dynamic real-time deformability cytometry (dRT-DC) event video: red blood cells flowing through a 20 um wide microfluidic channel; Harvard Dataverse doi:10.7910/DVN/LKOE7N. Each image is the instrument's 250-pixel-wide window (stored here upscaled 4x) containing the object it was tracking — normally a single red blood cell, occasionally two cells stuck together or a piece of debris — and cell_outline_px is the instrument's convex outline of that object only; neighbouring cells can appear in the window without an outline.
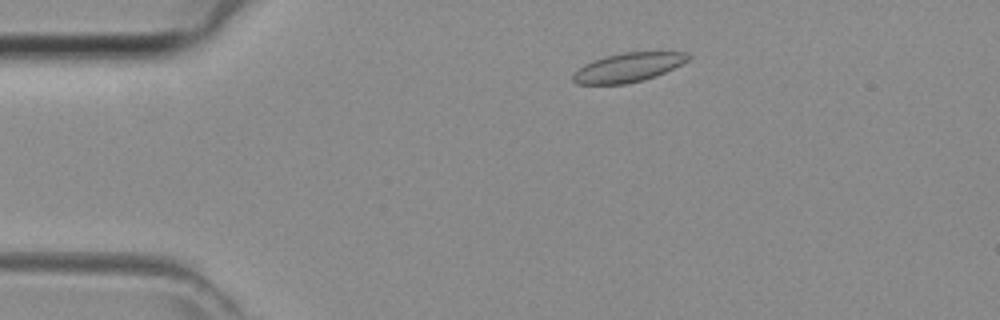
{"species": "common noctule bat (a hibernating species)", "species_latin": "Nyctalus noctula", "temperature_condition": "room temperature", "stored_images_in_passage": 41, "camera_frame_rate_fps": 3000, "um_per_image_px": 0.085, "animal": {"sex": "female", "body_mass_g": 29.2, "forearm_length_mm": 56.3}, "frame": {"image": 1, "passage_image": 5, "time_ms": 1.333, "image_size_px": [1000, 320], "cell_outline_px": [[692, 56], [688, 60], [656, 76], [624, 84], [576, 84], [572, 80], [572, 76], [584, 64], [592, 60], [604, 56], [624, 52], [688, 52]], "centroid_in_image_um": [53.37, 5.72], "position_along_channel_um": 31.6, "area_um2": 19.31}}
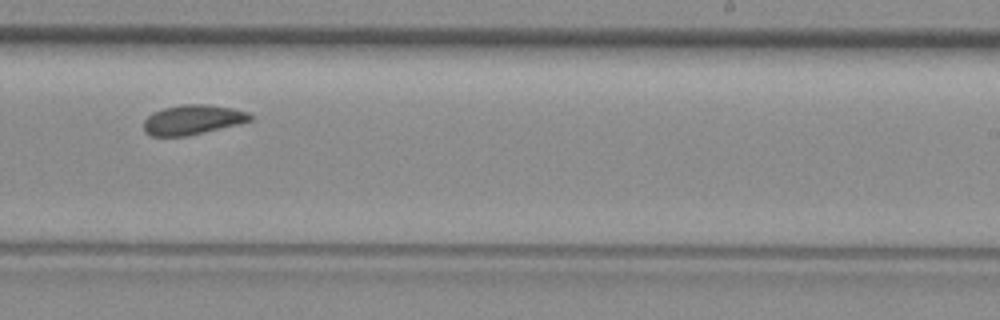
{"frame": {"image": 2, "passage_image": 24, "time_ms": 7.667, "image_size_px": [1000, 320], "cell_outline_px": [[252, 120], [188, 136], [152, 136], [144, 132], [144, 120], [152, 112], [164, 108], [184, 104], [208, 104], [232, 108], [248, 112], [252, 116]], "centroid_in_image_um": [16.34, 10.17], "position_along_channel_um": 272.7, "area_um2": 18.32}}
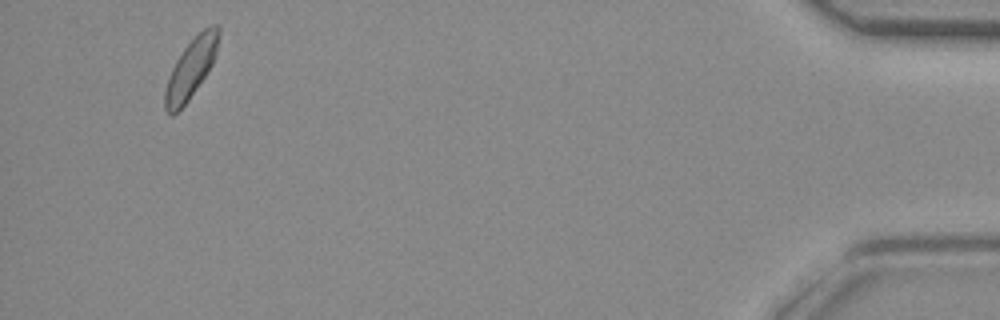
{"frame": {"image": 3, "passage_image": 39, "time_ms": 12.667, "image_size_px": [1000, 320], "cell_outline_px": [[220, 36], [216, 52], [212, 64], [188, 100], [172, 116], [164, 108], [164, 92], [172, 68], [176, 60], [184, 48], [204, 28], [212, 24], [220, 24]], "centroid_in_image_um": [16.24, 5.78], "position_along_channel_um": 419.0, "area_um2": 18.15}}